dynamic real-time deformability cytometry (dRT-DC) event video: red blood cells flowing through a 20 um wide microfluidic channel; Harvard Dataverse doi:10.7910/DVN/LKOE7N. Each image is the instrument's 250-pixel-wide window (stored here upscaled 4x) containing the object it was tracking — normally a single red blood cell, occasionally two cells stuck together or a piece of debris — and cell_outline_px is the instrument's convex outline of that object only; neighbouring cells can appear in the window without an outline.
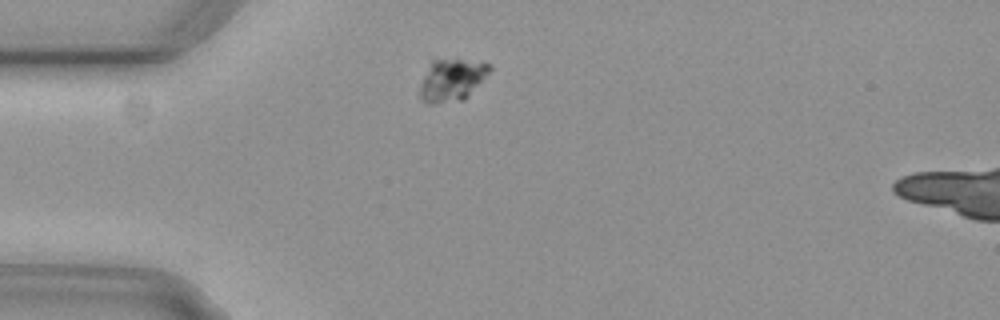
{"species": "common noctule bat (a hibernating species)", "species_latin": "Nyctalus noctula", "temperature_condition": "cold", "stored_images_in_passage": 6, "camera_frame_rate_fps": 3000, "um_per_image_px": 0.085, "animal": {"sex": "female", "body_mass_g": 29.2, "forearm_length_mm": 56.3}, "frame": {"image": 1, "passage_image": 2, "time_ms": 0.333, "image_size_px": [1000, 320], "cell_outline_px": [[492, 68], [468, 96], [464, 100], [432, 104], [428, 104], [420, 100], [420, 84], [432, 56], [492, 64]], "centroid_in_image_um": [38.34, 6.77], "position_along_channel_um": 46.7, "area_um2": 17.46}}
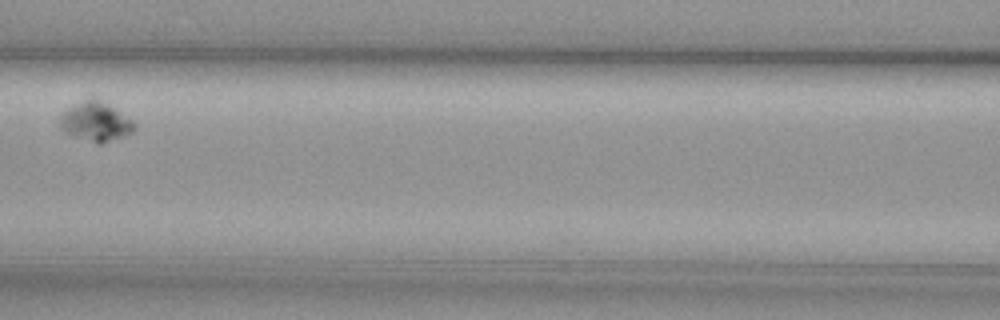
{"frame": {"image": 2, "passage_image": 5, "time_ms": 1.333, "image_size_px": [1000, 320], "cell_outline_px": [[136, 128], [132, 132], [124, 136], [100, 144], [96, 144], [72, 136], [64, 132], [60, 128], [60, 116], [68, 108], [92, 96], [108, 104], [132, 120], [136, 124]], "centroid_in_image_um": [8.12, 10.35], "position_along_channel_um": 158.5, "area_um2": 17.05}}